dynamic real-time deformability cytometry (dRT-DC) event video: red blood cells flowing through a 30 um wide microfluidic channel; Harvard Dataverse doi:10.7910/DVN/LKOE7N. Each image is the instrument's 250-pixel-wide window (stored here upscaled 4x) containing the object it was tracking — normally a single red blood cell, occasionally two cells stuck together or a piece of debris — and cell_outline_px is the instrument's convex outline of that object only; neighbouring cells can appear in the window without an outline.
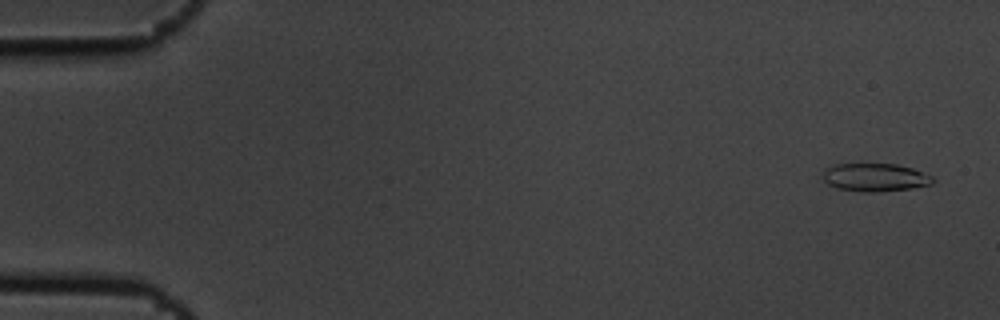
{"species": "common noctule bat (a hibernating species)", "species_latin": "Nyctalus noctula", "temperature_condition": "cold", "stored_images_in_passage": 5, "segment_of_instrument_passage": [2, 2], "camera_frame_rate_fps": 3000, "um_per_image_px": 0.085, "animal": {"sex": "male", "body_mass_g": 19.5, "forearm_length_mm": 54.6}, "frame": {"image": 1, "passage_image": 5, "time_ms": 1.333, "image_size_px": [1000, 320], "cell_outline_px": [[936, 180], [932, 184], [908, 188], [880, 192], [860, 192], [836, 188], [828, 184], [820, 176], [828, 168], [836, 164], [896, 164], [912, 168], [932, 176]], "centroid_in_image_um": [74.37, 15.08], "position_along_channel_um": 10.6, "area_um2": 17.98}}